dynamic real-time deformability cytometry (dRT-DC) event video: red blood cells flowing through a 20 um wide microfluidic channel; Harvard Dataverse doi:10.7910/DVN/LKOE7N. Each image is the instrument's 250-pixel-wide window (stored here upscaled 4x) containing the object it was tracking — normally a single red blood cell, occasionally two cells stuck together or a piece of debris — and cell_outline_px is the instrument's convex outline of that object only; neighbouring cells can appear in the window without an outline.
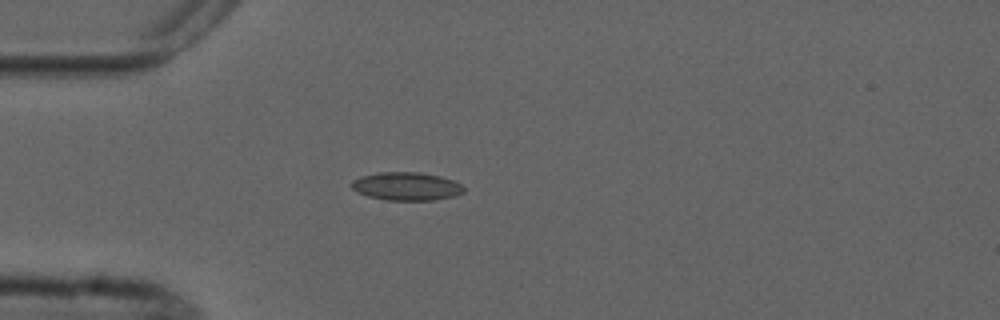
{"species": "common noctule bat (a hibernating species)", "species_latin": "Nyctalus noctula", "temperature_condition": "cold", "stored_images_in_passage": 4, "camera_frame_rate_fps": 3000, "um_per_image_px": 0.085, "animal": {"sex": "male", "forearm_length_mm": 52.5}, "frame": {"image": 1, "passage_image": 4, "time_ms": 3.667, "image_size_px": [1000, 320], "cell_outline_px": [[464, 192], [456, 196], [436, 200], [388, 200], [368, 196], [356, 192], [352, 188], [352, 180], [360, 176], [380, 172], [416, 172], [440, 176], [452, 180], [460, 184], [464, 188]], "centroid_in_image_um": [34.55, 15.84], "position_along_channel_um": 50.5, "area_um2": 18.44}}